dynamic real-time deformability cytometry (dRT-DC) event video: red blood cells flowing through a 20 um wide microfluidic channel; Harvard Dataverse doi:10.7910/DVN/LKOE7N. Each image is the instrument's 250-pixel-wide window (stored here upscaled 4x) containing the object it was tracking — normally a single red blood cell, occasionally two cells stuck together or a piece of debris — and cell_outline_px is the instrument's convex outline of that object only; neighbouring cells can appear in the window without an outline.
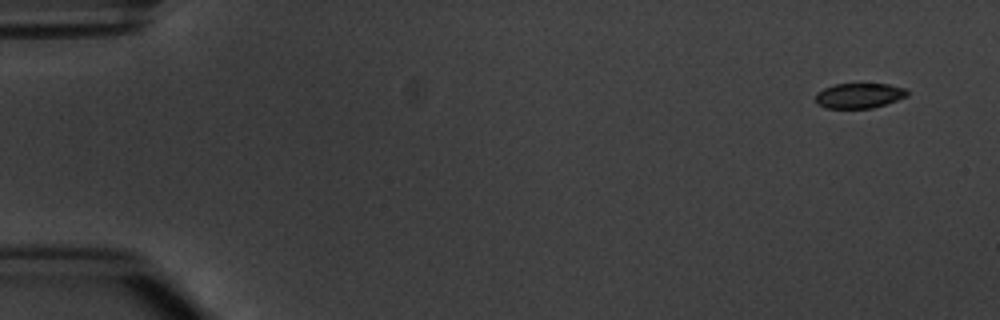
{"species": "common noctule bat (a hibernating species)", "species_latin": "Nyctalus noctula", "temperature_condition": "warm", "stored_images_in_passage": 9, "camera_frame_rate_fps": 3000, "um_per_image_px": 0.085, "animal": {"sex": "male", "body_mass_g": 20.1, "forearm_length_mm": 53.5}, "frame": {"image": 1, "passage_image": 1, "time_ms": 0.0, "image_size_px": [1000, 320], "cell_outline_px": [[908, 96], [872, 108], [824, 108], [816, 104], [816, 92], [824, 88], [836, 84], [888, 84], [904, 88], [908, 92]], "centroid_in_image_um": [72.99, 8.13], "position_along_channel_um": 12.0, "area_um2": 13.35}}
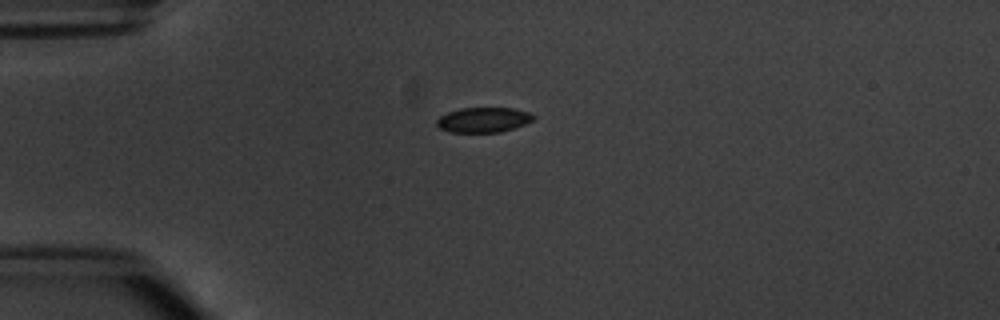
{"frame": {"image": 2, "passage_image": 4, "time_ms": 3.667, "image_size_px": [1000, 320], "cell_outline_px": [[536, 116], [532, 120], [524, 124], [500, 132], [452, 132], [440, 128], [436, 124], [436, 120], [440, 116], [448, 112], [460, 108], [512, 108], [528, 112]], "centroid_in_image_um": [41.07, 10.18], "position_along_channel_um": 43.9, "area_um2": 13.93}}
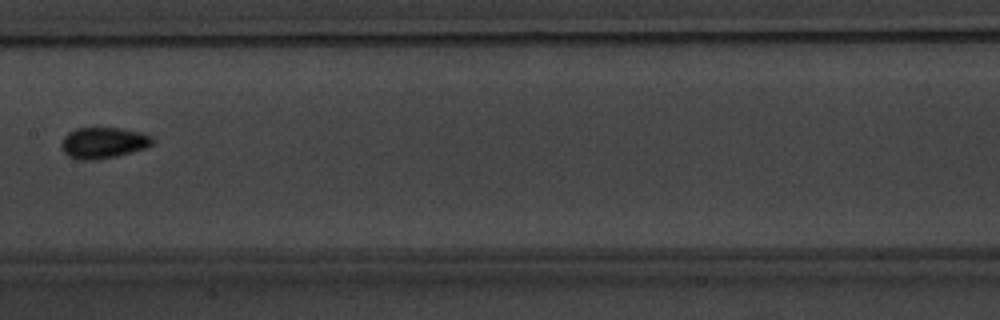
{"frame": {"image": 3, "passage_image": 8, "time_ms": 8.333, "image_size_px": [1000, 320], "cell_outline_px": [[152, 144], [144, 148], [132, 152], [116, 156], [96, 160], [80, 160], [68, 156], [60, 148], [60, 144], [64, 136], [68, 132], [76, 128], [120, 128], [140, 132], [152, 136]], "centroid_in_image_um": [8.74, 12.14], "position_along_channel_um": 198.7, "area_um2": 16.53}}